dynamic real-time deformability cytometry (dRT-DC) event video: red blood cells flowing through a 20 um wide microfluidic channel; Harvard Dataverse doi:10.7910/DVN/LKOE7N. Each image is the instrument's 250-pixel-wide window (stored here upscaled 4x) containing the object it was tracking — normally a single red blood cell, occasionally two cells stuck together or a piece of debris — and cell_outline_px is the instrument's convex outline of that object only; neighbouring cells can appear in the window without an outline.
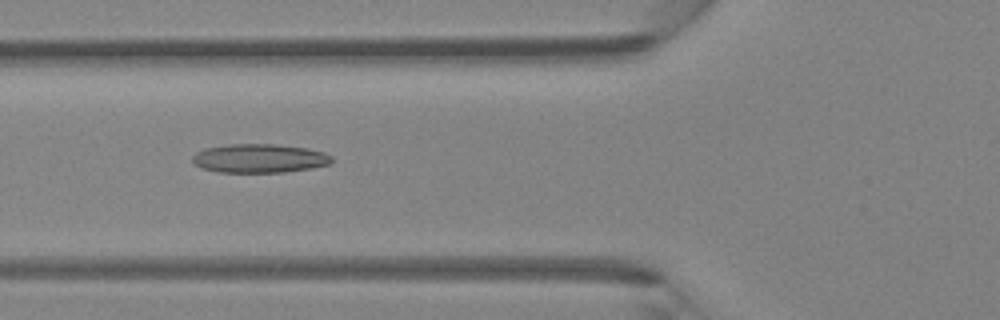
{"species": "Egyptian fruit bat (a non-hibernating species)", "species_latin": "Rousettus aegyptiacus", "temperature_condition": "room temperature", "stored_images_in_passage": 47, "camera_frame_rate_fps": 3000, "um_per_image_px": 0.085, "animal": {"sex": "female"}, "frame": {"image": 1, "passage_image": 18, "time_ms": 5.667, "image_size_px": [1000, 320], "cell_outline_px": [[332, 164], [312, 168], [284, 172], [220, 172], [200, 168], [192, 160], [192, 156], [196, 152], [204, 148], [228, 144], [272, 144], [308, 148], [324, 152], [332, 156]], "centroid_in_image_um": [22.06, 13.46], "position_along_channel_um": 103.7, "area_um2": 23.52}}
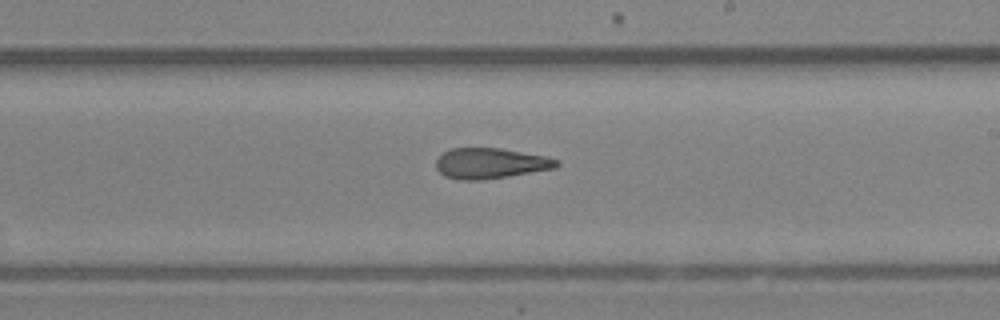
{"frame": {"image": 2, "passage_image": 28, "time_ms": 9.0, "image_size_px": [1000, 320], "cell_outline_px": [[560, 164], [556, 168], [508, 176], [480, 180], [460, 180], [444, 176], [436, 168], [436, 160], [444, 152], [452, 148], [500, 148], [548, 156], [560, 160]], "centroid_in_image_um": [41.72, 13.88], "position_along_channel_um": 247.3, "area_um2": 21.56}}
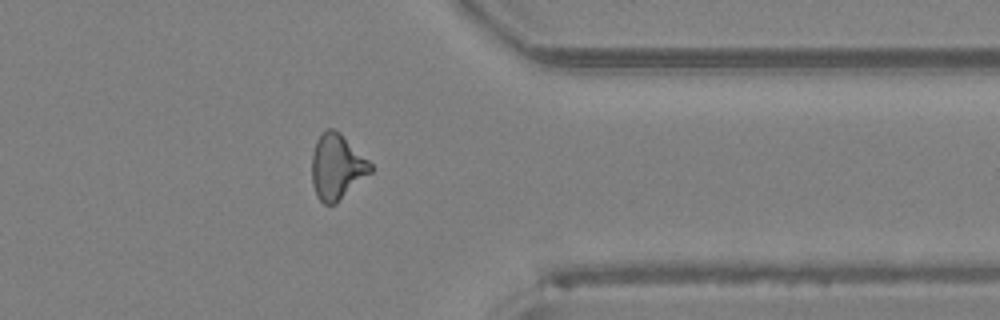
{"frame": {"image": 3, "passage_image": 38, "time_ms": 12.333, "image_size_px": [1000, 320], "cell_outline_px": [[372, 172], [336, 204], [324, 204], [316, 196], [312, 184], [312, 152], [316, 140], [324, 128], [332, 128], [340, 132], [372, 164]], "centroid_in_image_um": [28.62, 14.17], "position_along_channel_um": 382.8, "area_um2": 22.54}, "authors_computed_cell_mechanics": {"area_um2": 22.542, "velocity_mm_per_s": 4.3304, "shape_relaxation_time_tau1_ms": null, "shape_relaxation_time_tau2_ms": 4.869, "deformation_change_tau1": null, "deformation_change_tau2": 0.1774}}